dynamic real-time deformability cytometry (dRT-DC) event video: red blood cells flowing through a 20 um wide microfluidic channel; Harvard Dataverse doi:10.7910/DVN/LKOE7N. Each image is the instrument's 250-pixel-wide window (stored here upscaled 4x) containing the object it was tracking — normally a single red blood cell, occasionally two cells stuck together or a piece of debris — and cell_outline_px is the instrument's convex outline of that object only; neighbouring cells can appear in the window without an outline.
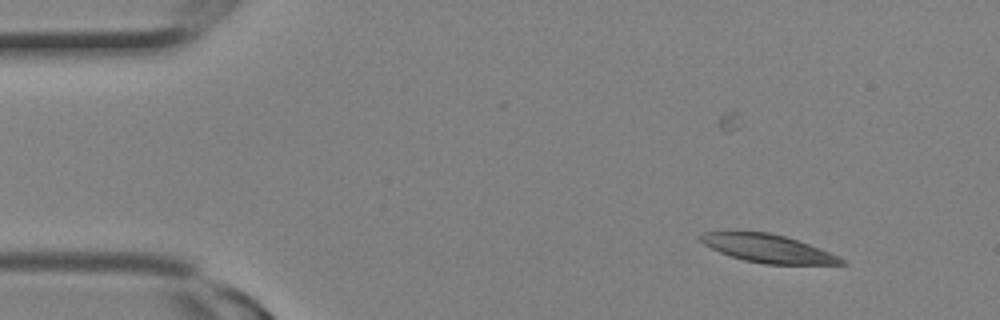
{"species": "Egyptian fruit bat (a non-hibernating species)", "species_latin": "Rousettus aegyptiacus", "temperature_condition": "room temperature", "stored_images_in_passage": 2, "camera_frame_rate_fps": 3000, "um_per_image_px": 0.085, "animal": {"sex": "female"}, "frame": {"image": 1, "passage_image": 2, "time_ms": 0.333, "image_size_px": [1000, 320], "cell_outline_px": [[848, 264], [764, 264], [744, 260], [720, 252], [704, 244], [700, 240], [700, 236], [704, 232], [728, 228], [768, 232], [784, 236], [820, 248], [844, 260]], "centroid_in_image_um": [65.15, 21.07], "position_along_channel_um": 19.8, "area_um2": 23.41}}